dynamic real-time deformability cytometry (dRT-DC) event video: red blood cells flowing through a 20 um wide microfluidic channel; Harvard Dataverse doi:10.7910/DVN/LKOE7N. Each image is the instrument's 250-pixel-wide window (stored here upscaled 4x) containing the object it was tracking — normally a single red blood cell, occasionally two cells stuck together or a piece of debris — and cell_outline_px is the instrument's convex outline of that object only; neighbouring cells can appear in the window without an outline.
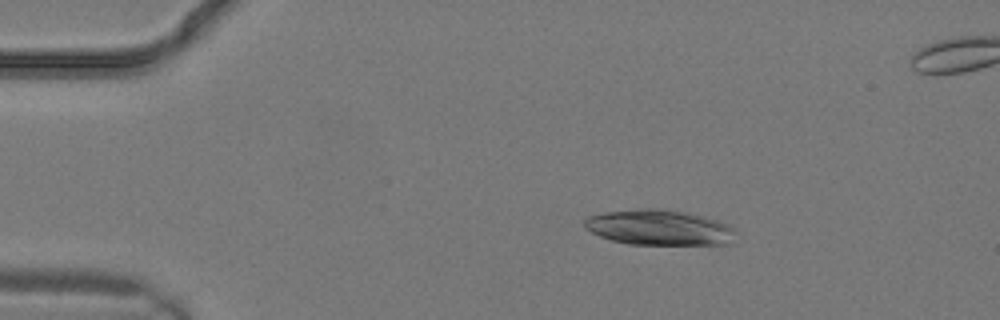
{"species": "common noctule bat (a hibernating species)", "species_latin": "Nyctalus noctula", "temperature_condition": "warm", "stored_images_in_passage": 2, "camera_frame_rate_fps": 3000, "um_per_image_px": 0.085, "animal": {"sex": "male", "body_mass_g": 19.2, "forearm_length_mm": 51.8}, "frame": {"image": 1, "passage_image": 1, "time_ms": 0.0, "image_size_px": [1000, 320], "cell_outline_px": [[736, 232], [728, 244], [628, 244], [612, 240], [600, 236], [584, 228], [584, 220], [588, 216], [604, 212], [640, 208], [668, 208], [688, 212], [704, 216], [732, 224], [736, 228]], "centroid_in_image_um": [56.05, 19.31], "position_along_channel_um": 28.9, "area_um2": 31.62}}